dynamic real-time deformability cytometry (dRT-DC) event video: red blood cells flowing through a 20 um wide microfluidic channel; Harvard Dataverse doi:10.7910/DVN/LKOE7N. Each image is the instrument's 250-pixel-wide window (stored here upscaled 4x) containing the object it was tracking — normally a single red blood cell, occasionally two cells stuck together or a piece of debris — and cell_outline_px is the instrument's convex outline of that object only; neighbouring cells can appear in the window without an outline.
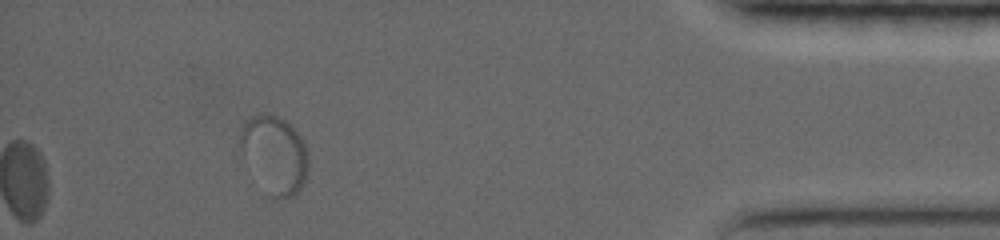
{"species": "common noctule bat (a hibernating species)", "species_latin": "Nyctalus noctula", "temperature_condition": "warm", "stored_images_in_passage": 80, "segment_of_instrument_passage": [2, 2], "camera_frame_rate_fps": 5000, "um_per_image_px": 0.085, "animal": {"sex": "female", "body_mass_g": 19.0, "forearm_length_mm": 56.7}, "frame": {"image": 1, "passage_image": 80, "time_ms": 15.8, "image_size_px": [1000, 240], "cell_outline_px": [[308, 176], [304, 184], [292, 196], [280, 200], [272, 200], [240, 148], [240, 132], [244, 120], [252, 116], [268, 112], [284, 120], [300, 136], [304, 144], [308, 156]], "centroid_in_image_um": [23.37, 13.13], "position_along_channel_um": 411.8, "area_um2": 30.4}}